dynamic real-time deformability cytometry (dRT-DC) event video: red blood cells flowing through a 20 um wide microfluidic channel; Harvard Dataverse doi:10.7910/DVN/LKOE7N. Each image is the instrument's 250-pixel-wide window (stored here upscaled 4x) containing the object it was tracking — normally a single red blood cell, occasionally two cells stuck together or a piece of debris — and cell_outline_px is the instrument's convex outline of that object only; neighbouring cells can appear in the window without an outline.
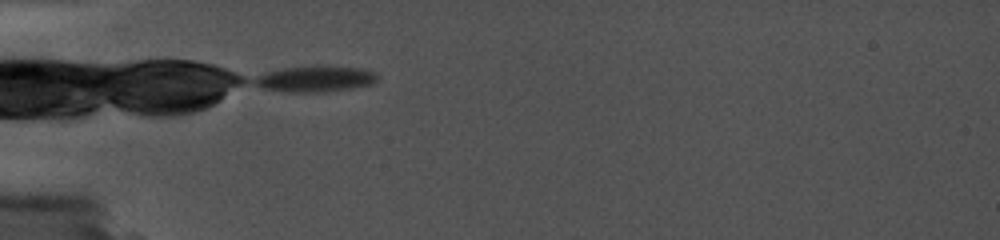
{"species": "common noctule bat (a hibernating species)", "species_latin": "Nyctalus noctula", "temperature_condition": "cold", "stored_images_in_passage": 3, "camera_frame_rate_fps": 5000, "um_per_image_px": 0.085, "animal": {"sex": "female", "body_mass_g": 19.0, "forearm_length_mm": 56.7}, "frame": {"image": 1, "passage_image": 1, "time_ms": 0.0, "image_size_px": [1000, 240], "cell_outline_px": [[376, 76], [372, 80], [364, 84], [328, 88], [280, 88], [260, 84], [252, 80], [268, 72], [280, 68], [304, 64], [316, 64], [360, 68], [376, 72]], "centroid_in_image_um": [26.83, 6.53], "position_along_channel_um": 58.2, "area_um2": 16.13}}